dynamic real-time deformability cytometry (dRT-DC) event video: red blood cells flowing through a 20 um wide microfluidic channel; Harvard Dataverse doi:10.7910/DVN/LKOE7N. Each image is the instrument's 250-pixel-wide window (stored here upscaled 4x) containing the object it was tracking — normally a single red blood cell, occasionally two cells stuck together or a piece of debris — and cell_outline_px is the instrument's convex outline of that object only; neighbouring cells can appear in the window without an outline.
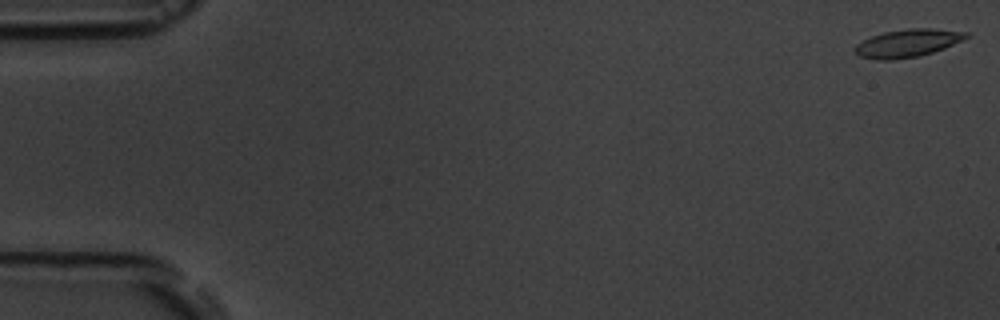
{"species": "common noctule bat (a hibernating species)", "species_latin": "Nyctalus noctula", "temperature_condition": "room temperature", "stored_images_in_passage": 4, "camera_frame_rate_fps": 3000, "um_per_image_px": 0.085, "animal": {"sex": "male", "body_mass_g": 19.5, "forearm_length_mm": 54.6}, "frame": {"image": 1, "passage_image": 1, "time_ms": 0.0, "image_size_px": [1000, 320], "cell_outline_px": [[972, 36], [944, 48], [932, 52], [916, 56], [892, 60], [876, 60], [860, 56], [852, 48], [856, 44], [872, 36], [884, 32], [908, 28], [932, 28], [968, 32]], "centroid_in_image_um": [77.16, 3.66], "position_along_channel_um": 7.8, "area_um2": 18.03}}
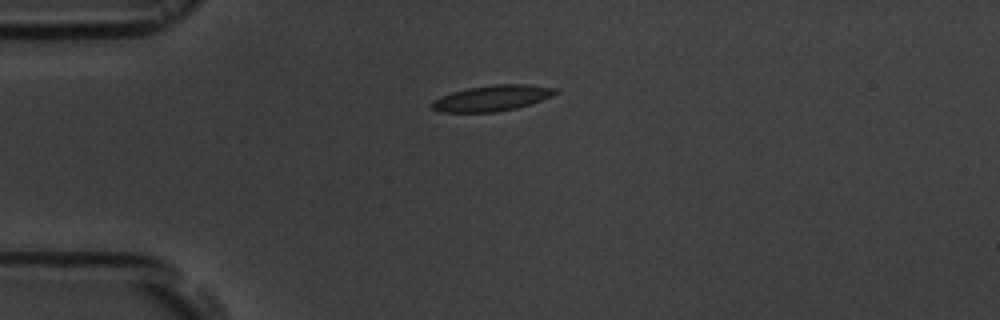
{"frame": {"image": 2, "passage_image": 4, "time_ms": 4.333, "image_size_px": [1000, 320], "cell_outline_px": [[560, 92], [552, 96], [516, 108], [496, 112], [440, 112], [432, 108], [428, 104], [432, 100], [440, 96], [452, 92], [468, 88], [492, 84], [528, 84], [556, 88]], "centroid_in_image_um": [41.79, 8.33], "position_along_channel_um": 43.2, "area_um2": 18.67}}